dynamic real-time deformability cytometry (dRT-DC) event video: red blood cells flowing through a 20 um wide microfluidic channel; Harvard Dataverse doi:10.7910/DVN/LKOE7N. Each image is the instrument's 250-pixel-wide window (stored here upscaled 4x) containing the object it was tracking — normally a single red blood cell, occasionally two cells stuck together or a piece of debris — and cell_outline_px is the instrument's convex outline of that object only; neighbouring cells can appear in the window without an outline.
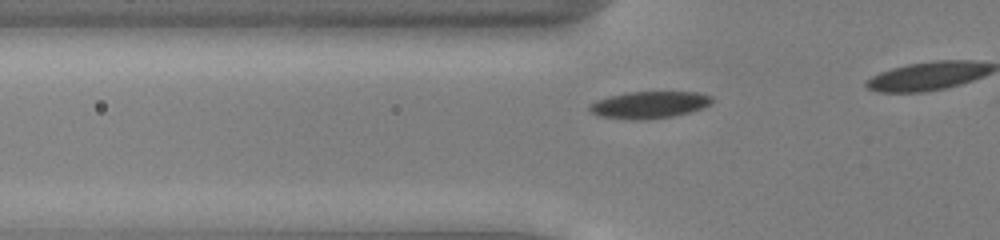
{"species": "common noctule bat (a hibernating species)", "species_latin": "Nyctalus noctula", "temperature_condition": "cold", "stored_images_in_passage": 16, "camera_frame_rate_fps": 3000, "um_per_image_px": 0.085, "animal": {"sex": "male", "body_mass_g": 13.0, "forearm_length_mm": 53.1}, "frame": {"image": 1, "passage_image": 10, "time_ms": 3.0, "image_size_px": [1000, 240], "cell_outline_px": [[712, 104], [704, 108], [672, 116], [636, 120], [600, 116], [592, 112], [588, 108], [588, 104], [596, 100], [608, 96], [628, 92], [696, 92], [712, 96]], "centroid_in_image_um": [55.18, 8.9], "position_along_channel_um": 70.6, "area_um2": 19.13}}
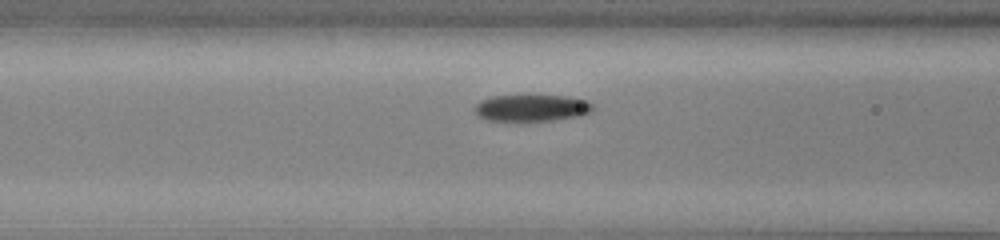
{"frame": {"image": 2, "passage_image": 14, "time_ms": 4.333, "image_size_px": [1000, 240], "cell_outline_px": [[596, 108], [580, 116], [552, 120], [484, 120], [476, 112], [476, 104], [480, 100], [492, 96], [524, 92], [568, 96], [588, 100]], "centroid_in_image_um": [45.21, 9.1], "position_along_channel_um": 121.4, "area_um2": 19.25}}